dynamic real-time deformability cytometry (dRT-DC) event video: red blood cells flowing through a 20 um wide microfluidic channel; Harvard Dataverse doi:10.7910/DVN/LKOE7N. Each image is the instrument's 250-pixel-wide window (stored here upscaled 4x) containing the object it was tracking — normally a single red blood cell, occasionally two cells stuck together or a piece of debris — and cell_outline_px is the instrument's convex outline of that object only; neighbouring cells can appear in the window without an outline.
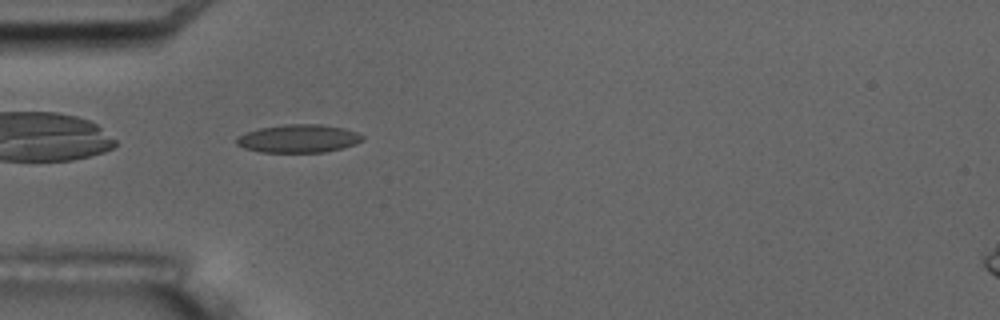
{"species": "common noctule bat (a hibernating species)", "species_latin": "Nyctalus noctula", "temperature_condition": "room temperature", "stored_images_in_passage": 6, "camera_frame_rate_fps": 3000, "um_per_image_px": 0.085, "animal": {"sex": "male", "body_mass_g": 17.5, "forearm_length_mm": 52.3}, "frame": {"image": 1, "passage_image": 5, "time_ms": 5.0, "image_size_px": [1000, 320], "cell_outline_px": [[364, 140], [340, 148], [324, 152], [260, 152], [244, 148], [236, 144], [236, 136], [260, 128], [284, 124], [320, 124], [344, 128], [356, 132], [364, 136]], "centroid_in_image_um": [25.34, 11.77], "position_along_channel_um": 59.7, "area_um2": 20.52}}